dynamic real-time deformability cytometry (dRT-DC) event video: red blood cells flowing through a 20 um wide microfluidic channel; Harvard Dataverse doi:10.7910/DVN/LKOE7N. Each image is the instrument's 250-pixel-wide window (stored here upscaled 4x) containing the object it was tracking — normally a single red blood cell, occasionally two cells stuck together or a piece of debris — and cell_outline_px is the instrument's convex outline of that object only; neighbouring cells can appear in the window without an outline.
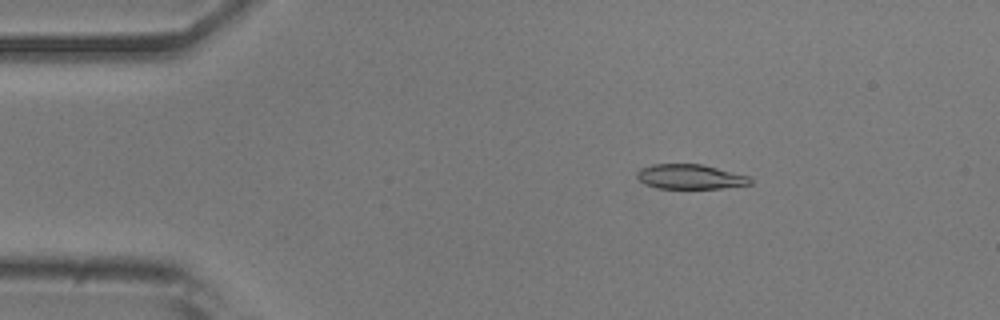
{"species": "common noctule bat (a hibernating species)", "species_latin": "Nyctalus noctula", "temperature_condition": "room temperature", "stored_images_in_passage": 50, "camera_frame_rate_fps": 3000, "um_per_image_px": 0.085, "animal": {"sex": "male", "body_mass_g": 20.5, "forearm_length_mm": 52.5}, "frame": {"image": 1, "passage_image": 7, "time_ms": 2.0, "image_size_px": [1000, 320], "cell_outline_px": [[752, 184], [720, 188], [656, 188], [644, 184], [636, 176], [636, 172], [640, 168], [652, 164], [700, 164], [748, 176], [752, 180]], "centroid_in_image_um": [58.61, 15.02], "position_along_channel_um": 26.4, "area_um2": 16.18}}
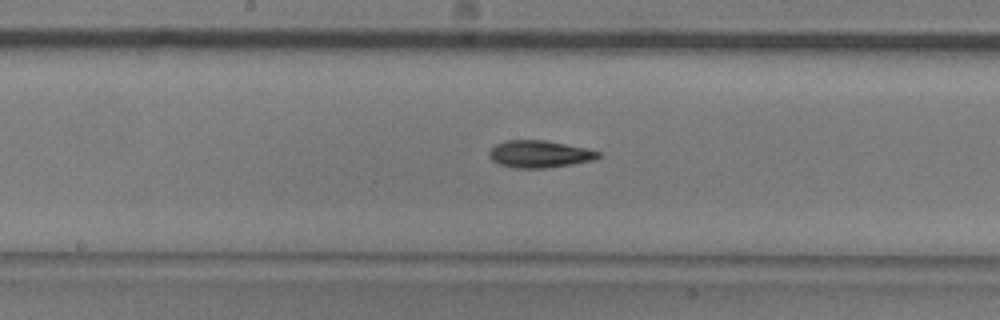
{"frame": {"image": 2, "passage_image": 25, "time_ms": 8.0, "image_size_px": [1000, 320], "cell_outline_px": [[604, 156], [592, 160], [572, 164], [548, 168], [512, 168], [500, 164], [492, 160], [488, 156], [488, 152], [496, 144], [504, 140], [544, 140], [584, 148], [600, 152]], "centroid_in_image_um": [45.83, 13.1], "position_along_channel_um": 202.4, "area_um2": 17.28}}
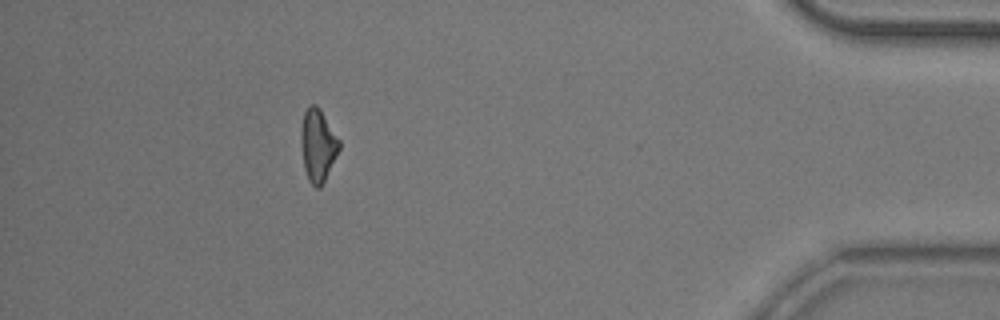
{"frame": {"image": 3, "passage_image": 45, "time_ms": 14.667, "image_size_px": [1000, 320], "cell_outline_px": [[340, 148], [320, 188], [316, 188], [308, 180], [304, 168], [300, 140], [300, 128], [304, 112], [312, 104], [316, 104], [320, 108], [340, 140]], "centroid_in_image_um": [27.0, 12.32], "position_along_channel_um": 408.2, "area_um2": 16.13}, "authors_computed_cell_mechanics": {"area_um2": 16.7331, "velocity_mm_per_s": 3.9123, "shape_relaxation_time_tau1_ms": 2.5842, "shape_relaxation_time_tau2_ms": 7.6311, "deformation_change_tau1": 0.1527, "deformation_change_tau2": 0.1807}}